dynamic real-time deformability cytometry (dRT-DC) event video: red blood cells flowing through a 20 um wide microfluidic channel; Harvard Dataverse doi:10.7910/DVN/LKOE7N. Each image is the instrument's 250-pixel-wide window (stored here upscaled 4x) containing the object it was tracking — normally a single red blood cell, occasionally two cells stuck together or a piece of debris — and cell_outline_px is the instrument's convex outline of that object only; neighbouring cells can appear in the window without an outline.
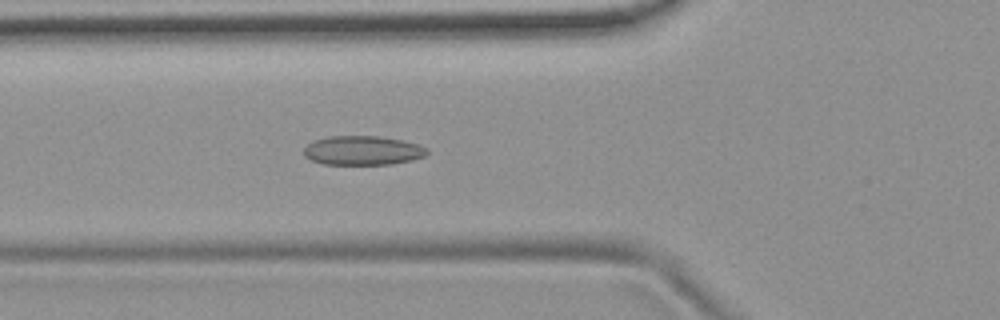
{"species": "common noctule bat (a hibernating species)", "species_latin": "Nyctalus noctula", "temperature_condition": "room temperature", "stored_images_in_passage": 6, "camera_frame_rate_fps": 3000, "um_per_image_px": 0.085, "animal": {"sex": "female", "body_mass_g": 19.9}, "frame": {"image": 1, "passage_image": 6, "time_ms": 5.667, "image_size_px": [1000, 320], "cell_outline_px": [[428, 152], [424, 156], [412, 160], [392, 164], [324, 164], [312, 160], [304, 156], [304, 148], [312, 140], [328, 136], [380, 136], [420, 144], [428, 148]], "centroid_in_image_um": [30.83, 12.78], "position_along_channel_um": 95.0, "area_um2": 21.04}}